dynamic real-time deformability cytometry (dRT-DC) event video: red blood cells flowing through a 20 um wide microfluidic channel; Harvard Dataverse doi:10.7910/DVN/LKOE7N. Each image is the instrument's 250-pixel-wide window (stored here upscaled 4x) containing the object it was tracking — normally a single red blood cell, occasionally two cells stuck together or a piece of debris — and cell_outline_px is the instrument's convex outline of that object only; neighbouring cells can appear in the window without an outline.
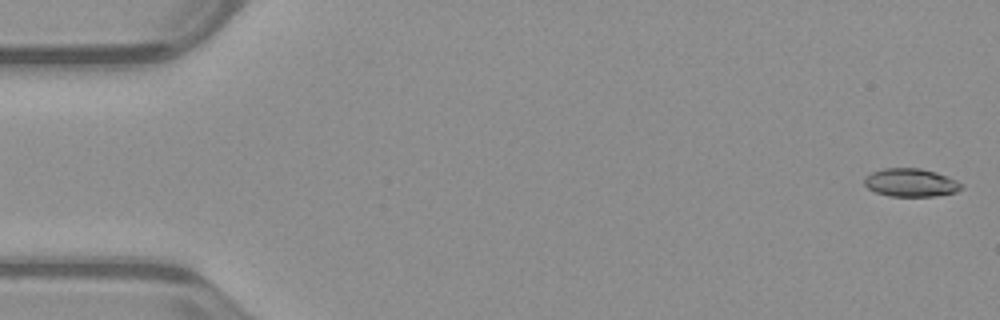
{"species": "common noctule bat (a hibernating species)", "species_latin": "Nyctalus noctula", "temperature_condition": "warm", "stored_images_in_passage": 52, "camera_frame_rate_fps": 3000, "um_per_image_px": 0.085, "animal": {"sex": "male", "body_mass_g": 23.1, "forearm_length_mm": 52.7}, "frame": {"image": 1, "passage_image": 1, "time_ms": 0.0, "image_size_px": [1000, 320], "cell_outline_px": [[964, 188], [956, 192], [936, 196], [888, 196], [876, 192], [868, 188], [864, 184], [864, 176], [872, 172], [884, 168], [920, 168], [936, 172], [948, 176], [964, 184]], "centroid_in_image_um": [77.44, 15.52], "position_along_channel_um": 7.6, "area_um2": 16.13}}
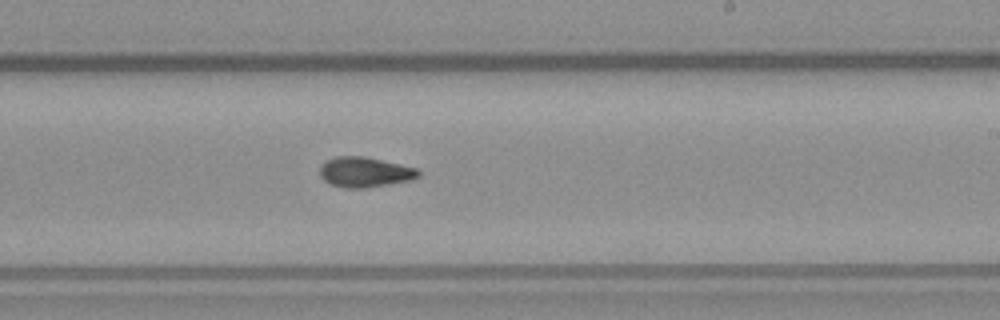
{"frame": {"image": 2, "passage_image": 31, "time_ms": 10.0, "image_size_px": [1000, 320], "cell_outline_px": [[420, 176], [412, 180], [368, 188], [344, 188], [332, 184], [324, 180], [320, 176], [320, 164], [324, 160], [336, 156], [364, 156], [400, 164], [416, 168], [420, 172]], "centroid_in_image_um": [30.99, 14.63], "position_along_channel_um": 258.0, "area_um2": 17.51}}
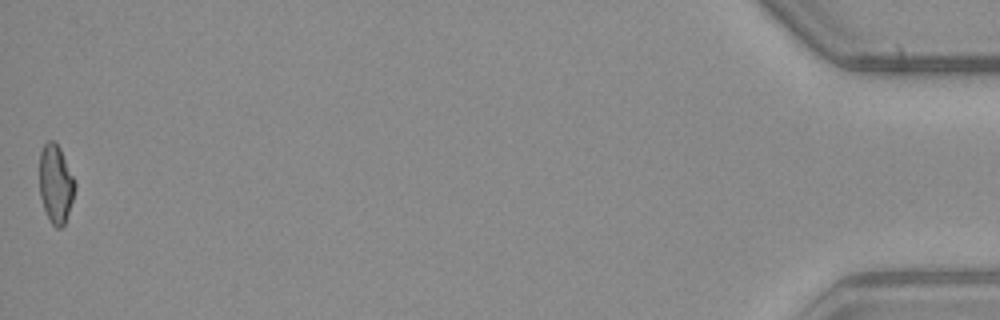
{"frame": {"image": 3, "passage_image": 52, "time_ms": 17.0, "image_size_px": [1000, 320], "cell_outline_px": [[76, 188], [64, 224], [60, 228], [56, 228], [52, 224], [44, 208], [40, 196], [40, 152], [44, 144], [48, 140], [56, 140], [76, 180]], "centroid_in_image_um": [4.75, 15.58], "position_along_channel_um": 430.5, "area_um2": 16.24}, "authors_computed_cell_mechanics": {"area_um2": 16.6175, "velocity_mm_per_s": 3.9739, "shape_relaxation_time_tau1_ms": null, "shape_relaxation_time_tau2_ms": 4.4711, "deformation_change_tau1": null, "deformation_change_tau2": 0.1156}}